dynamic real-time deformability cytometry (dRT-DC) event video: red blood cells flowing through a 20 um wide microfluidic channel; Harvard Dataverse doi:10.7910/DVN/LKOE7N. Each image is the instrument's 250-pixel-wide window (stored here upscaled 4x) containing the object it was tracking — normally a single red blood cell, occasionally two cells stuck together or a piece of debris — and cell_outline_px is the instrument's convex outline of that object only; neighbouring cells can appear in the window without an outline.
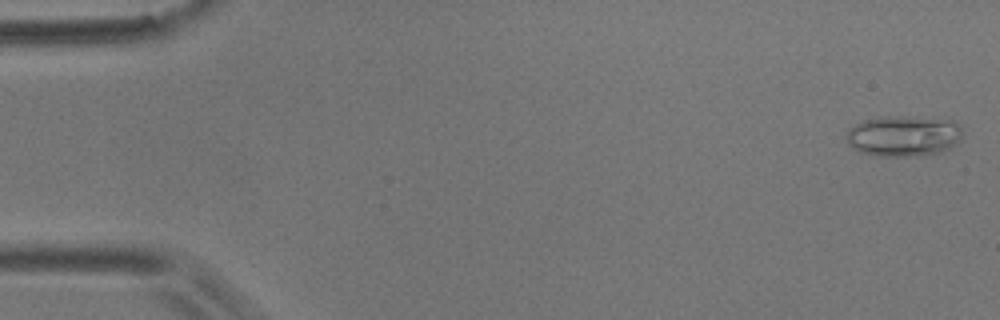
{"species": "common noctule bat (a hibernating species)", "species_latin": "Nyctalus noctula", "temperature_condition": "room temperature", "stored_images_in_passage": 5, "camera_frame_rate_fps": 3000, "um_per_image_px": 0.085, "animal": {"sex": "male", "body_mass_g": 17.9}, "frame": {"image": 1, "passage_image": 1, "time_ms": 0.0, "image_size_px": [1000, 320], "cell_outline_px": [[960, 140], [948, 148], [940, 152], [920, 156], [884, 156], [860, 152], [848, 144], [848, 128], [864, 120], [880, 116], [900, 116], [952, 120], [960, 124]], "centroid_in_image_um": [76.79, 11.55], "position_along_channel_um": 8.2, "area_um2": 27.4}}